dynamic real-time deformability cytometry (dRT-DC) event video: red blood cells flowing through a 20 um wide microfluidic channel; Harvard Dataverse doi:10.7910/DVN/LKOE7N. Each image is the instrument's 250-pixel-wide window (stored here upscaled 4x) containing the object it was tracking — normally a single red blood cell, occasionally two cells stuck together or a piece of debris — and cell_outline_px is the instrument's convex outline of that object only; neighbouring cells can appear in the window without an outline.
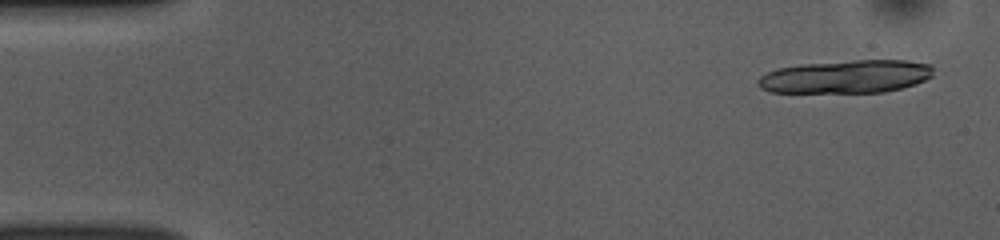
{"species": "common noctule bat (a hibernating species)", "species_latin": "Nyctalus noctula", "temperature_condition": "room temperature", "stored_images_in_passage": 39, "camera_frame_rate_fps": 3000, "um_per_image_px": 0.085, "animal": {"sex": "female", "body_mass_g": 10.0, "forearm_length_mm": 53.1}, "frame": {"image": 1, "passage_image": 3, "time_ms": 0.667, "image_size_px": [1000, 240], "cell_outline_px": [[932, 76], [916, 84], [884, 92], [772, 92], [760, 88], [756, 84], [756, 80], [760, 76], [776, 68], [800, 64], [852, 60], [908, 60], [932, 64]], "centroid_in_image_um": [71.9, 6.5], "position_along_channel_um": 13.1, "area_um2": 33.99}}